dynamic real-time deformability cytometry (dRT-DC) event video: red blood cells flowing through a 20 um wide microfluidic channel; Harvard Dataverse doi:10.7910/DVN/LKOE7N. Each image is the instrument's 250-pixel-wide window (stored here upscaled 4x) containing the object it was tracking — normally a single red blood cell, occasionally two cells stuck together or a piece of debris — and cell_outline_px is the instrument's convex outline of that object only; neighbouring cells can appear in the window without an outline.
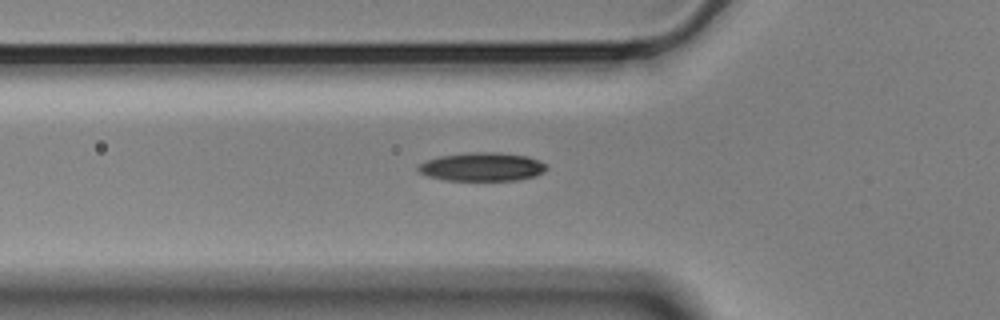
{"species": "Egyptian fruit bat (a non-hibernating species)", "species_latin": "Rousettus aegyptiacus", "temperature_condition": "cold", "stored_images_in_passage": 35, "camera_frame_rate_fps": 3000, "um_per_image_px": 0.085, "animal": {"sex": "male"}, "frame": {"image": 1, "passage_image": 2, "time_ms": 0.333, "image_size_px": [1000, 320], "cell_outline_px": [[548, 168], [544, 172], [536, 176], [520, 180], [444, 180], [428, 176], [420, 172], [416, 168], [420, 164], [428, 160], [440, 156], [472, 152], [496, 152], [528, 156], [544, 164]], "centroid_in_image_um": [40.99, 14.18], "position_along_channel_um": 84.8, "area_um2": 21.21}}
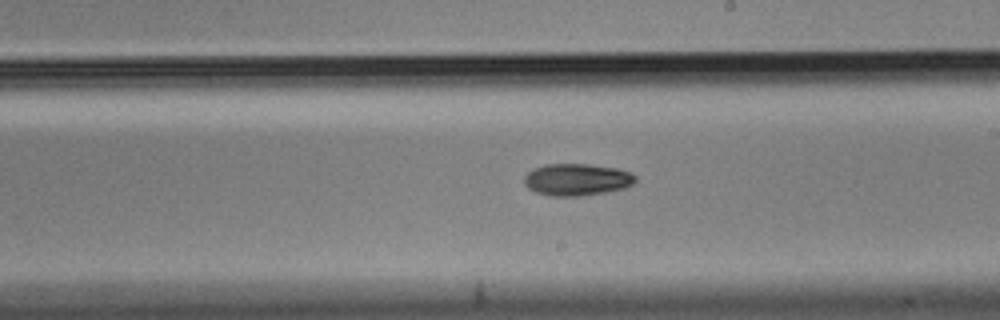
{"frame": {"image": 2, "passage_image": 15, "time_ms": 4.667, "image_size_px": [1000, 320], "cell_outline_px": [[636, 180], [632, 184], [624, 188], [604, 192], [580, 196], [548, 196], [536, 192], [528, 188], [524, 184], [524, 176], [532, 168], [544, 164], [592, 164], [616, 168], [628, 172], [636, 176]], "centroid_in_image_um": [48.99, 15.26], "position_along_channel_um": 240.0, "area_um2": 20.81}}
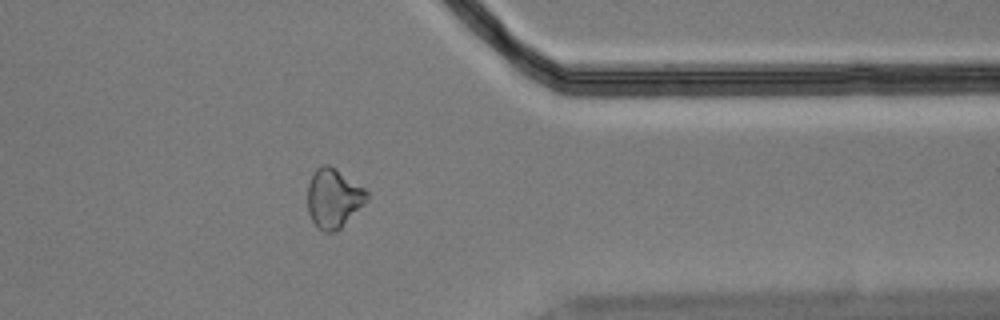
{"frame": {"image": 3, "passage_image": 28, "time_ms": 9.0, "image_size_px": [1000, 320], "cell_outline_px": [[368, 200], [340, 228], [332, 232], [324, 232], [316, 228], [308, 212], [308, 184], [312, 172], [316, 168], [324, 164], [328, 164], [336, 168], [364, 188], [368, 192]], "centroid_in_image_um": [28.33, 16.84], "position_along_channel_um": 383.1, "area_um2": 20.52}}